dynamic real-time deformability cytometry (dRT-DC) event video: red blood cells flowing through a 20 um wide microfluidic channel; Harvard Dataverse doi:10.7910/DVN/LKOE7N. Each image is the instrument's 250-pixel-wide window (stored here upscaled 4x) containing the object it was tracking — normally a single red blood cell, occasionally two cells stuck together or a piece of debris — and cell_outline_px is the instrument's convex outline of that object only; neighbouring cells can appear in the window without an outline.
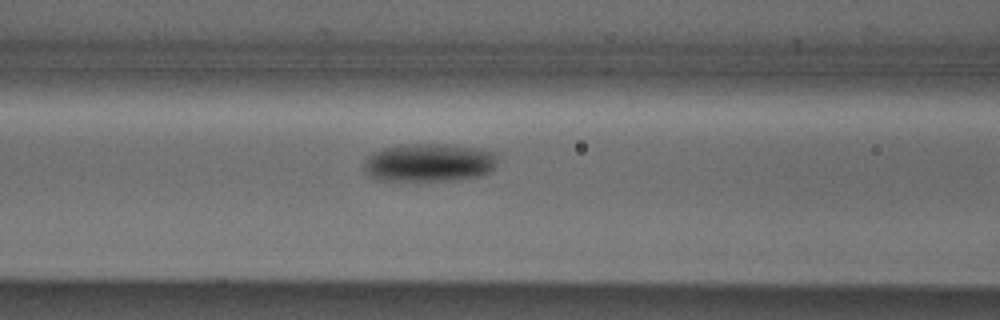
{"species": "Egyptian fruit bat (a non-hibernating species)", "species_latin": "Rousettus aegyptiacus", "temperature_condition": "cold", "stored_images_in_passage": 10, "camera_frame_rate_fps": 3000, "um_per_image_px": 0.085, "animal": {"sex": "male"}, "frame": {"image": 1, "passage_image": 9, "time_ms": 2.667, "image_size_px": [1000, 320], "cell_outline_px": [[496, 164], [488, 172], [480, 176], [448, 180], [376, 180], [368, 176], [364, 168], [364, 164], [368, 156], [384, 148], [404, 144], [456, 144], [496, 152]], "centroid_in_image_um": [36.47, 13.81], "position_along_channel_um": 130.1, "area_um2": 29.65}}